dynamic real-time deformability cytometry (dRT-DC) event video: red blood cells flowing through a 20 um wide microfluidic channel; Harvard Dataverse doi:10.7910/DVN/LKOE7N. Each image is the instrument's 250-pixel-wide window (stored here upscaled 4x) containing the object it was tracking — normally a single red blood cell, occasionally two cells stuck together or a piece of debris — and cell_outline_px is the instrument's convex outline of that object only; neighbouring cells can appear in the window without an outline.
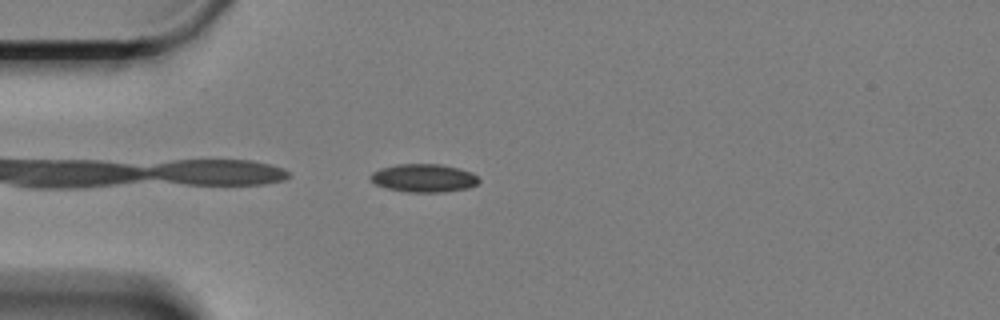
{"species": "Egyptian fruit bat (a non-hibernating species)", "species_latin": "Rousettus aegyptiacus", "temperature_condition": "cold", "stored_images_in_passage": 46, "camera_frame_rate_fps": 3000, "um_per_image_px": 0.085, "animal": {"sex": "female"}, "frame": {"image": 1, "passage_image": 2, "time_ms": 0.333, "image_size_px": [1000, 320], "cell_outline_px": [[480, 180], [476, 184], [468, 188], [440, 192], [408, 192], [388, 188], [376, 184], [368, 176], [372, 172], [380, 168], [396, 164], [440, 164], [472, 172]], "centroid_in_image_um": [36.0, 15.12], "position_along_channel_um": 49.0, "area_um2": 17.63}}
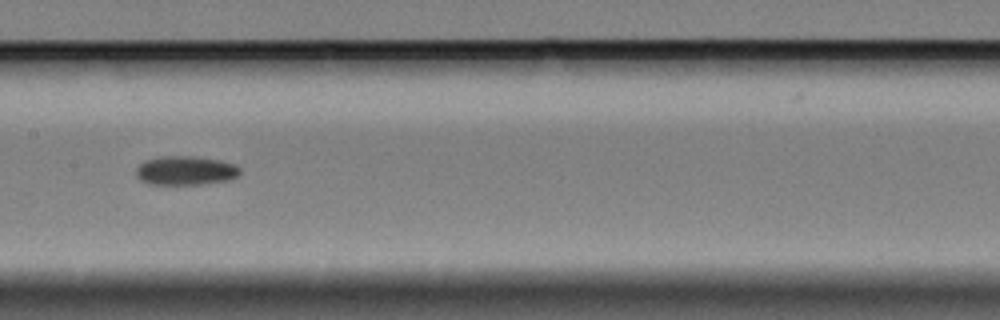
{"frame": {"image": 2, "passage_image": 16, "time_ms": 5.0, "image_size_px": [1000, 320], "cell_outline_px": [[240, 172], [236, 176], [228, 180], [200, 184], [148, 184], [140, 180], [136, 176], [136, 168], [144, 160], [160, 156], [192, 156], [220, 160], [232, 164], [240, 168]], "centroid_in_image_um": [15.72, 14.49], "position_along_channel_um": 191.7, "area_um2": 17.51}}
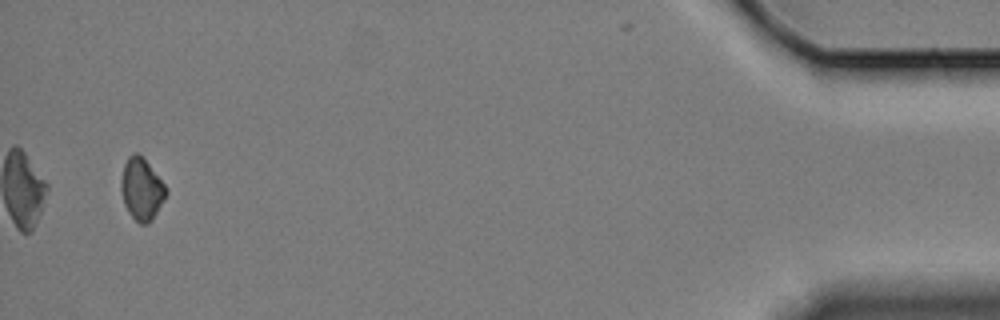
{"frame": {"image": 3, "passage_image": 44, "time_ms": 14.333, "image_size_px": [1000, 320], "cell_outline_px": [[168, 192], [152, 220], [148, 224], [140, 224], [128, 212], [124, 204], [120, 192], [120, 180], [124, 164], [128, 156], [132, 152], [136, 152], [148, 164], [168, 188]], "centroid_in_image_um": [12.01, 16.08], "position_along_channel_um": 423.2, "area_um2": 16.24}}